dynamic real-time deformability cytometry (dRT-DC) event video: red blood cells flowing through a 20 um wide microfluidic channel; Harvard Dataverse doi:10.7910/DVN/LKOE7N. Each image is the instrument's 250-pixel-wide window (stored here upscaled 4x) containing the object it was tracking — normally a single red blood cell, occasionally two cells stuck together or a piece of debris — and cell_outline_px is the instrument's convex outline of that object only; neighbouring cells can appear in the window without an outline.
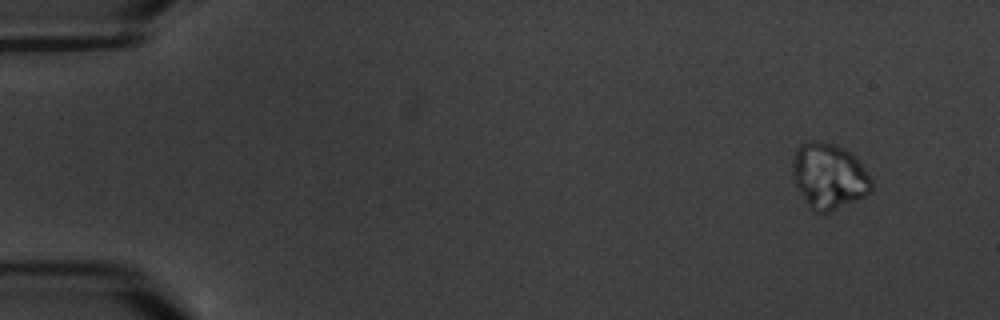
{"species": "common noctule bat (a hibernating species)", "species_latin": "Nyctalus noctula", "temperature_condition": "warm", "stored_images_in_passage": 6, "segment_of_instrument_passage": [1, 2], "camera_frame_rate_fps": 3000, "um_per_image_px": 0.085, "animal": {"sex": "male", "body_mass_g": 20.1, "forearm_length_mm": 53.5}, "frame": {"image": 1, "passage_image": 1, "time_ms": 0.0, "image_size_px": [1000, 320], "cell_outline_px": [[872, 192], [864, 196], [828, 212], [816, 212], [808, 204], [792, 180], [792, 156], [796, 148], [800, 144], [812, 140], [816, 140], [832, 144], [844, 148], [864, 168], [872, 180]], "centroid_in_image_um": [70.41, 14.95], "position_along_channel_um": 14.6, "area_um2": 29.94}}
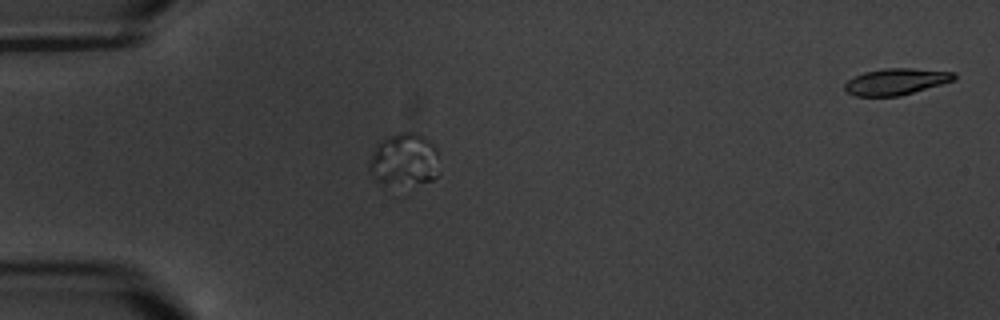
{"frame": {"image": 2, "passage_image": 5, "time_ms": 4.667, "image_size_px": [1000, 320], "cell_outline_px": [[440, 172], [432, 180], [384, 188], [368, 172], [368, 160], [376, 144], [380, 140], [396, 132], [416, 132], [424, 136], [436, 148]], "centroid_in_image_um": [34.3, 13.6], "position_along_channel_um": 50.7, "area_um2": 22.43}}